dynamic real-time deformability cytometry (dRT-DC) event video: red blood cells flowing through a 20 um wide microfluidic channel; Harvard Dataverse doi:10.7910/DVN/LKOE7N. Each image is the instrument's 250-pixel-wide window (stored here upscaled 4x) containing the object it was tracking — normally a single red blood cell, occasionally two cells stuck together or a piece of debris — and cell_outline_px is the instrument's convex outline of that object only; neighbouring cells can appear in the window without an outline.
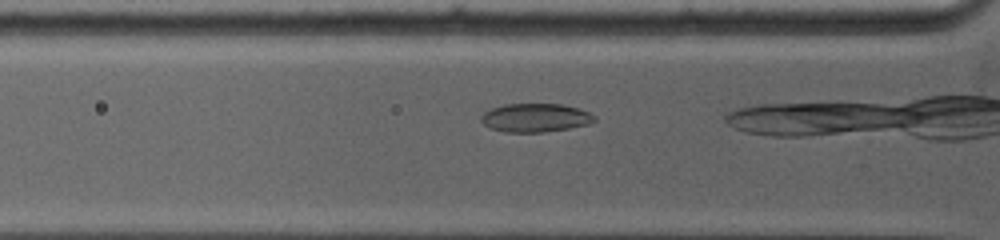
{"species": "common noctule bat (a hibernating species)", "species_latin": "Nyctalus noctula", "temperature_condition": "warm", "stored_images_in_passage": 7, "camera_frame_rate_fps": 5000, "um_per_image_px": 0.085, "animal": {"sex": "female", "body_mass_g": 19.0, "forearm_length_mm": 53.3}, "frame": {"image": 1, "passage_image": 3, "time_ms": 0.8, "image_size_px": [1000, 240], "cell_outline_px": [[596, 120], [588, 124], [568, 128], [544, 132], [504, 132], [488, 128], [480, 120], [480, 116], [484, 112], [492, 108], [504, 104], [564, 104], [580, 108], [596, 116]], "centroid_in_image_um": [45.49, 10.0], "position_along_channel_um": 80.3, "area_um2": 19.02}}